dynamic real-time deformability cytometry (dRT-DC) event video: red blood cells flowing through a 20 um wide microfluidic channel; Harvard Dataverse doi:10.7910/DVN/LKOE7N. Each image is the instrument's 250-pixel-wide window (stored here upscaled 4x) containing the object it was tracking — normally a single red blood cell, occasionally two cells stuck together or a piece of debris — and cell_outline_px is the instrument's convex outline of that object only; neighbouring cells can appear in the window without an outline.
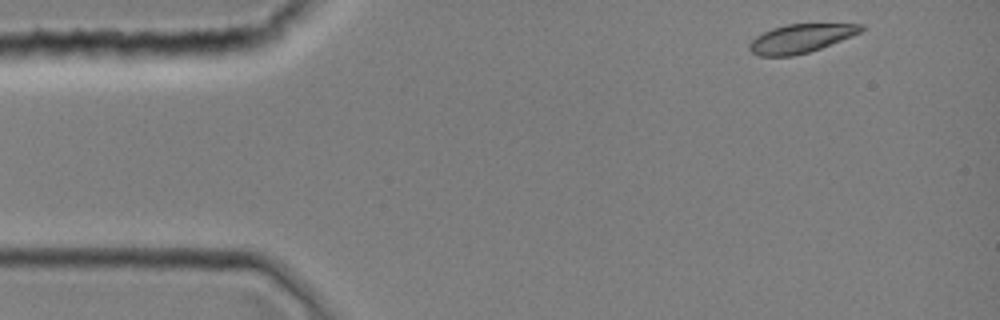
{"species": "common noctule bat (a hibernating species)", "species_latin": "Nyctalus noctula", "temperature_condition": "room temperature", "stored_images_in_passage": 7, "camera_frame_rate_fps": 3000, "um_per_image_px": 0.085, "animal": {"sex": "female", "body_mass_g": 19.0, "forearm_length_mm": 51.5}, "frame": {"image": 1, "passage_image": 1, "time_ms": 0.0, "image_size_px": [1000, 320], "cell_outline_px": [[864, 28], [860, 32], [852, 36], [820, 48], [808, 52], [792, 56], [760, 56], [752, 52], [748, 48], [748, 44], [756, 36], [772, 28], [788, 24], [864, 24]], "centroid_in_image_um": [68.04, 3.27], "position_along_channel_um": 17.0, "area_um2": 18.44}}